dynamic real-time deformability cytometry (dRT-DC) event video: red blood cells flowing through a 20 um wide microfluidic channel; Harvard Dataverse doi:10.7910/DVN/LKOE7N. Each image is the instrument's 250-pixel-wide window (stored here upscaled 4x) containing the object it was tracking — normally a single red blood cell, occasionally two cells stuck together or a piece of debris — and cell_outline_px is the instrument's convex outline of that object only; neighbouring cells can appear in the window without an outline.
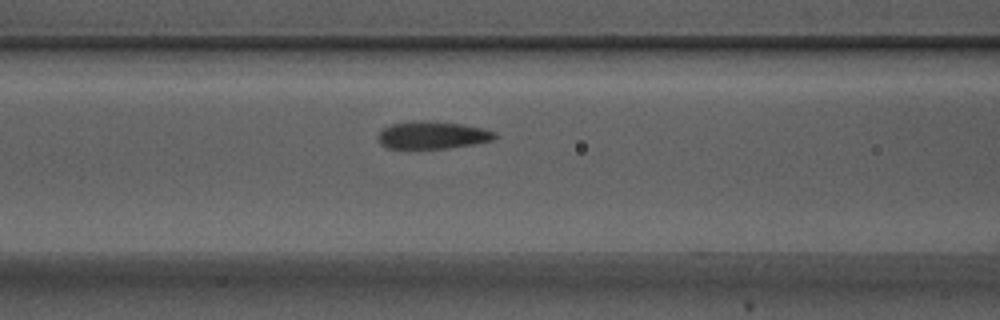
{"species": "Egyptian fruit bat (a non-hibernating species)", "species_latin": "Rousettus aegyptiacus", "temperature_condition": "warm", "stored_images_in_passage": 4, "camera_frame_rate_fps": 3000, "um_per_image_px": 0.085, "animal": {"sex": "male"}, "frame": {"image": 1, "passage_image": 4, "time_ms": 1.0, "image_size_px": [1000, 320], "cell_outline_px": [[496, 136], [492, 140], [472, 144], [448, 148], [388, 148], [380, 144], [376, 140], [376, 136], [384, 128], [392, 124], [412, 120], [420, 120], [460, 124], [484, 128], [496, 132]], "centroid_in_image_um": [36.71, 11.48], "position_along_channel_um": 129.9, "area_um2": 18.67}}